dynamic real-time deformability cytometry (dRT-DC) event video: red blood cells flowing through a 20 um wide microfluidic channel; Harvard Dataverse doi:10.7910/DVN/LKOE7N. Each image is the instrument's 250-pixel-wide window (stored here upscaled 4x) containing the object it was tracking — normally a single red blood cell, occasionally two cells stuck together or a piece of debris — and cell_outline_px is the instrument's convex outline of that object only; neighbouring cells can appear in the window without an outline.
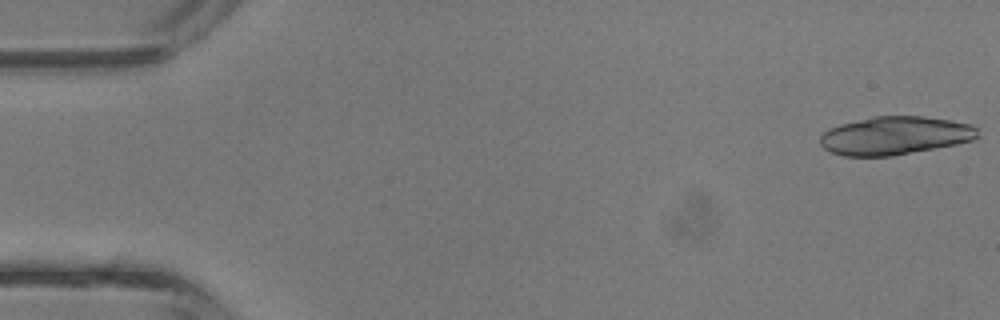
{"species": "common noctule bat (a hibernating species)", "species_latin": "Nyctalus noctula", "temperature_condition": "room temperature", "stored_images_in_passage": 4, "camera_frame_rate_fps": 3000, "um_per_image_px": 0.085, "animal": {"sex": "male", "body_mass_g": 13.3}, "frame": {"image": 1, "passage_image": 1, "time_ms": 0.0, "image_size_px": [1000, 320], "cell_outline_px": [[980, 136], [972, 140], [892, 156], [844, 156], [832, 152], [824, 148], [820, 144], [820, 136], [824, 132], [840, 124], [876, 116], [924, 116], [972, 124], [976, 128]], "centroid_in_image_um": [76.06, 11.52], "position_along_channel_um": 8.9, "area_um2": 34.68}}